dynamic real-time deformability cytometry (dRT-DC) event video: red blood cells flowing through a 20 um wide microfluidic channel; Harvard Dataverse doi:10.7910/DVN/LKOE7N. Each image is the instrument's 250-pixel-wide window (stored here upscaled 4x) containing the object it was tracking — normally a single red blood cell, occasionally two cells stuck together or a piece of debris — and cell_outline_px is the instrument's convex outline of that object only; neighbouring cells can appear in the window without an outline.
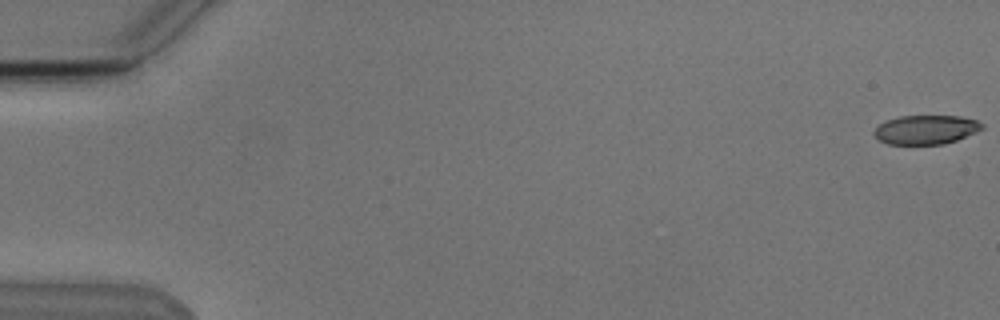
{"species": "Egyptian fruit bat (a non-hibernating species)", "species_latin": "Rousettus aegyptiacus", "temperature_condition": "cold", "stored_images_in_passage": 6, "camera_frame_rate_fps": 3000, "um_per_image_px": 0.085, "animal": {"sex": "male"}, "frame": {"image": 1, "passage_image": 1, "time_ms": 0.0, "image_size_px": [1000, 320], "cell_outline_px": [[984, 128], [976, 132], [956, 140], [944, 144], [888, 144], [880, 140], [872, 132], [880, 124], [888, 120], [900, 116], [960, 116], [976, 120], [984, 124]], "centroid_in_image_um": [78.73, 11.02], "position_along_channel_um": 6.3, "area_um2": 18.15}}